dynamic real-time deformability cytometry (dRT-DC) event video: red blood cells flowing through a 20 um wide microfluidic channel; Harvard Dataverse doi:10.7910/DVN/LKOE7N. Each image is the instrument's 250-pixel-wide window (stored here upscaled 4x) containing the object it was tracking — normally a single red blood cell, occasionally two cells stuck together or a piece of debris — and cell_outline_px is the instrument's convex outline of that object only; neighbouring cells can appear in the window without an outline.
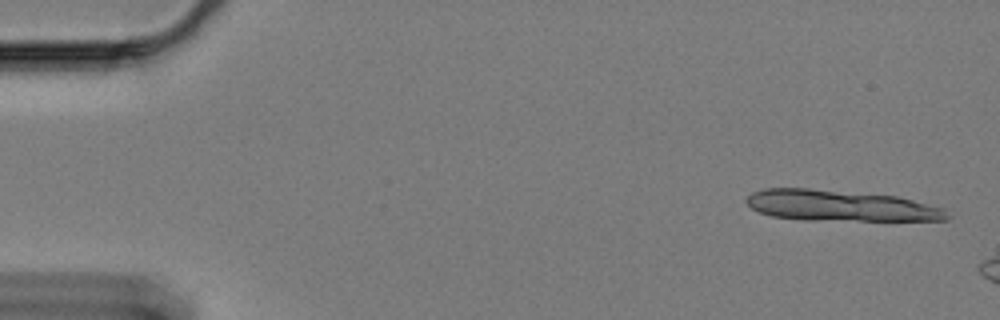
{"species": "Egyptian fruit bat (a non-hibernating species)", "species_latin": "Rousettus aegyptiacus", "temperature_condition": "cold", "stored_images_in_passage": 12, "camera_frame_rate_fps": 3000, "um_per_image_px": 0.085, "animal": {"sex": "female"}, "frame": {"image": 1, "passage_image": 2, "time_ms": 0.333, "image_size_px": [1000, 320], "cell_outline_px": [[952, 216], [948, 220], [804, 220], [772, 216], [760, 212], [752, 208], [744, 200], [752, 192], [764, 188], [808, 188], [896, 196], [944, 208]], "centroid_in_image_um": [71.43, 17.48], "position_along_channel_um": 13.6, "area_um2": 36.13}}